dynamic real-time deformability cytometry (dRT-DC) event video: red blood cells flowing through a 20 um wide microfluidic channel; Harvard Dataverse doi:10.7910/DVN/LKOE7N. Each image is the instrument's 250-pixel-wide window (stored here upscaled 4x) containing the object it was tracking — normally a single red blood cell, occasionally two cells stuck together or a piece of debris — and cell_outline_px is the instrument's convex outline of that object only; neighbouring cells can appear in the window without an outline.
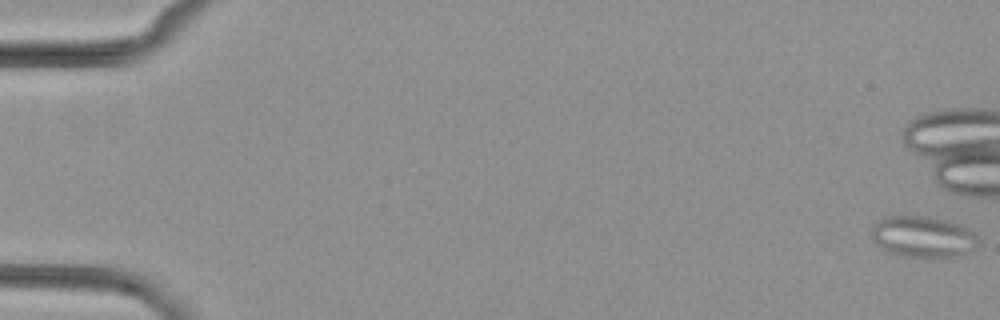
{"species": "common noctule bat (a hibernating species)", "species_latin": "Nyctalus noctula", "temperature_condition": "cold", "stored_images_in_passage": 16, "camera_frame_rate_fps": 3000, "um_per_image_px": 0.085, "animal": {"sex": "female", "body_mass_g": 29.2, "forearm_length_mm": 56.3}, "frame": {"image": 1, "passage_image": 1, "time_ms": 0.0, "image_size_px": [1000, 320], "cell_outline_px": [[980, 244], [972, 252], [960, 256], [904, 256], [888, 252], [880, 248], [872, 240], [872, 224], [884, 216], [928, 216], [960, 224], [972, 232], [980, 240]], "centroid_in_image_um": [78.45, 20.12], "position_along_channel_um": 6.5, "area_um2": 25.84}}